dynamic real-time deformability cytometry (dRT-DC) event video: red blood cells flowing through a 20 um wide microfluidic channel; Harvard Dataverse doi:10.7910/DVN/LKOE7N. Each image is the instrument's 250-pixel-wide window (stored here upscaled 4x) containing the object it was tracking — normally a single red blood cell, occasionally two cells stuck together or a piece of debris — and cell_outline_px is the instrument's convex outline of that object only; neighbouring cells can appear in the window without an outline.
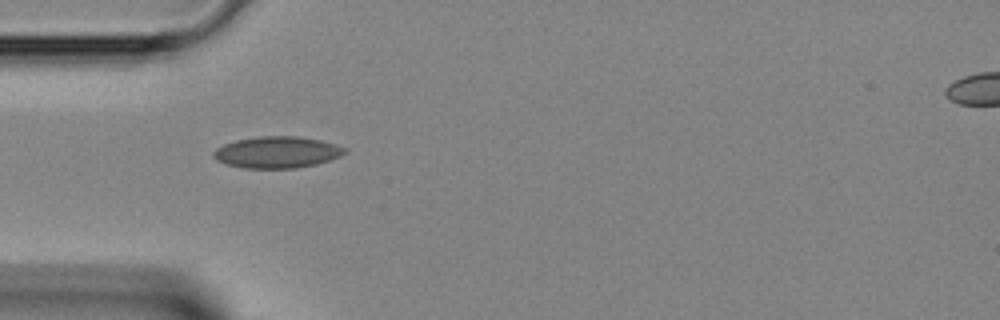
{"species": "Egyptian fruit bat (a non-hibernating species)", "species_latin": "Rousettus aegyptiacus", "temperature_condition": "room temperature", "stored_images_in_passage": 26, "camera_frame_rate_fps": 3000, "um_per_image_px": 0.085, "animal": {"sex": "female"}, "frame": {"image": 1, "passage_image": 1, "time_ms": 0.0, "image_size_px": [1000, 320], "cell_outline_px": [[348, 152], [340, 156], [316, 164], [296, 168], [244, 168], [228, 164], [216, 160], [212, 156], [212, 152], [216, 148], [224, 144], [236, 140], [260, 136], [296, 136], [320, 140], [336, 144], [348, 148]], "centroid_in_image_um": [23.56, 12.94], "position_along_channel_um": 61.4, "area_um2": 24.16}}
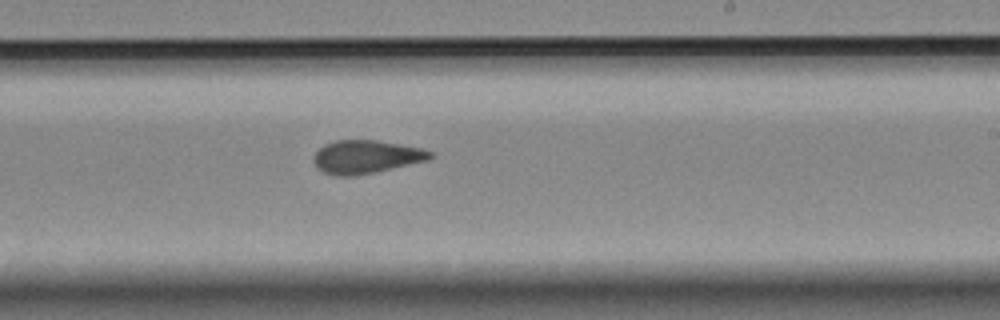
{"frame": {"image": 2, "passage_image": 14, "time_ms": 4.333, "image_size_px": [1000, 320], "cell_outline_px": [[436, 156], [428, 160], [372, 172], [352, 176], [340, 176], [324, 172], [316, 168], [316, 152], [324, 144], [336, 140], [376, 140], [400, 144], [420, 148], [432, 152]], "centroid_in_image_um": [31.14, 13.32], "position_along_channel_um": 257.9, "area_um2": 22.14}}
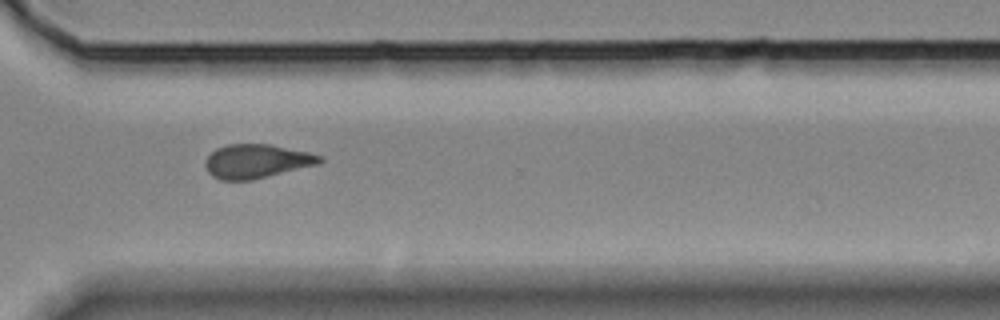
{"frame": {"image": 3, "passage_image": 20, "time_ms": 6.333, "image_size_px": [1000, 320], "cell_outline_px": [[324, 160], [320, 164], [252, 180], [220, 180], [212, 176], [208, 172], [204, 164], [204, 160], [216, 148], [228, 144], [268, 144], [308, 152], [324, 156]], "centroid_in_image_um": [21.82, 13.71], "position_along_channel_um": 348.8, "area_um2": 22.77}}